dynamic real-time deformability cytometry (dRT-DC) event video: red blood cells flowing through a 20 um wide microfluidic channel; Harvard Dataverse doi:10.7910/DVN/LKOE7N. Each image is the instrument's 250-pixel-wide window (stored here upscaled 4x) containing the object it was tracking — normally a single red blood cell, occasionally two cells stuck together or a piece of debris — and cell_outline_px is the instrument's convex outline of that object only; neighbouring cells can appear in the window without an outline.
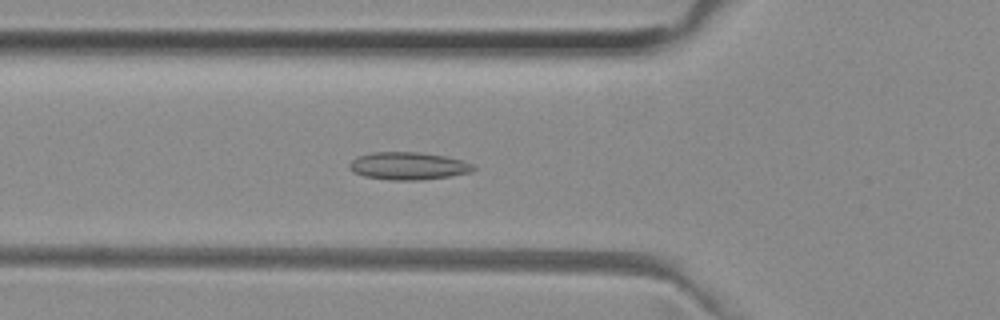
{"species": "common noctule bat (a hibernating species)", "species_latin": "Nyctalus noctula", "temperature_condition": "room temperature", "stored_images_in_passage": 52, "camera_frame_rate_fps": 3000, "um_per_image_px": 0.085, "animal": {"sex": "female", "body_mass_g": 29.2, "forearm_length_mm": 56.3}, "frame": {"image": 1, "passage_image": 18, "time_ms": 5.667, "image_size_px": [1000, 320], "cell_outline_px": [[476, 168], [472, 172], [452, 176], [420, 180], [388, 180], [364, 176], [352, 172], [348, 168], [348, 164], [356, 156], [372, 152], [420, 152], [448, 156], [464, 160], [472, 164]], "centroid_in_image_um": [34.71, 14.1], "position_along_channel_um": 91.1, "area_um2": 20.35}}
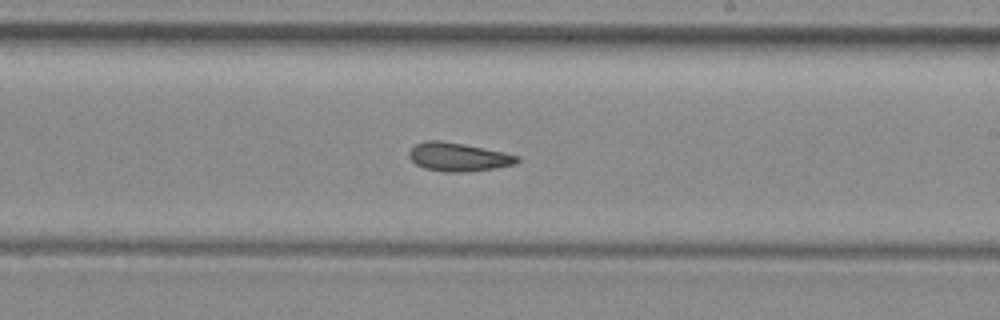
{"frame": {"image": 2, "passage_image": 30, "time_ms": 9.667, "image_size_px": [1000, 320], "cell_outline_px": [[520, 160], [516, 164], [496, 168], [464, 172], [444, 172], [424, 168], [416, 164], [408, 156], [408, 152], [416, 144], [428, 140], [440, 140], [464, 144], [504, 152], [520, 156]], "centroid_in_image_um": [38.97, 13.34], "position_along_channel_um": 250.0, "area_um2": 18.03}}
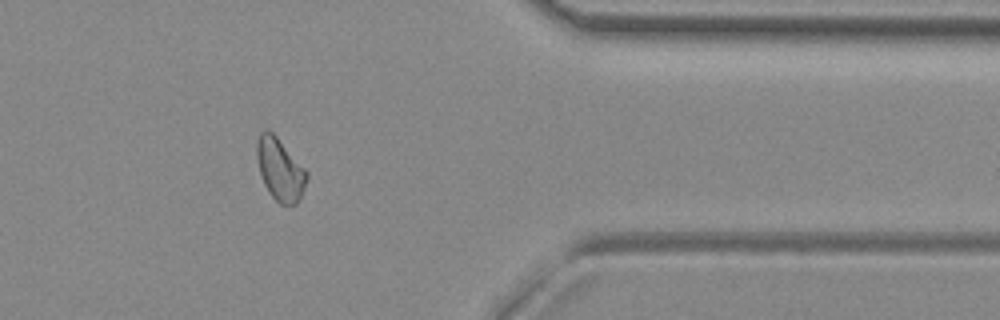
{"frame": {"image": 3, "passage_image": 42, "time_ms": 13.667, "image_size_px": [1000, 320], "cell_outline_px": [[308, 176], [300, 200], [296, 204], [280, 204], [268, 192], [260, 176], [256, 156], [256, 144], [260, 132], [264, 128], [268, 128], [276, 136], [308, 172]], "centroid_in_image_um": [23.78, 14.39], "position_along_channel_um": 387.6, "area_um2": 18.21}, "authors_computed_cell_mechanics": {"area_um2": 18.4382, "velocity_mm_per_s": 3.9681, "shape_relaxation_time_tau1_ms": null, "shape_relaxation_time_tau2_ms": 5.5754, "deformation_change_tau1": null, "deformation_change_tau2": 0.1275}}